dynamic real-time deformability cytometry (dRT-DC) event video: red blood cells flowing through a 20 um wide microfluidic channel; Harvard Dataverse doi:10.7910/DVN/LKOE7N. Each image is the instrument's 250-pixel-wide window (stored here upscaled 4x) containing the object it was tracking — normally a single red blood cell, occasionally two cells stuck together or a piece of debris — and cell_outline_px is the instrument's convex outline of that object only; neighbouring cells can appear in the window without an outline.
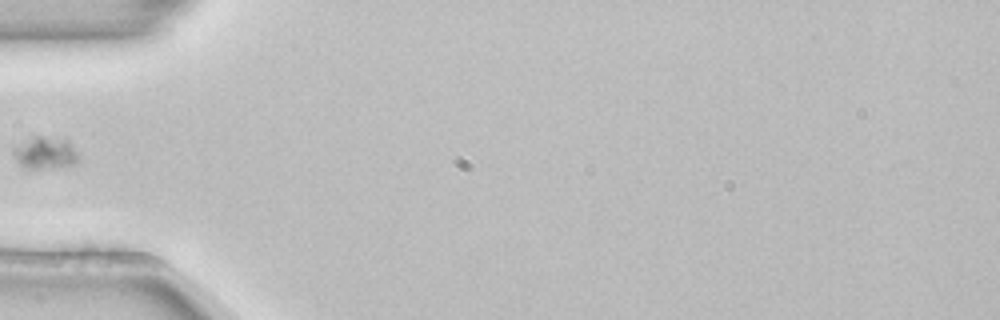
{"species": "common noctule bat (a hibernating species)", "species_latin": "Nyctalus noctula", "temperature_condition": "room temperature", "stored_images_in_passage": 5, "camera_frame_rate_fps": 3000, "um_per_image_px": 0.085, "animal": {"sex": "female", "body_mass_g": 22.7, "forearm_length_mm": 54.2}, "frame": {"image": 1, "passage_image": 5, "time_ms": 1.333, "image_size_px": [1000, 320], "cell_outline_px": [[76, 164], [40, 168], [24, 168], [16, 160], [12, 152], [12, 148], [32, 136], [40, 136], [68, 140], [76, 152]], "centroid_in_image_um": [3.78, 12.98], "position_along_channel_um": 81.2, "area_um2": 11.85}}